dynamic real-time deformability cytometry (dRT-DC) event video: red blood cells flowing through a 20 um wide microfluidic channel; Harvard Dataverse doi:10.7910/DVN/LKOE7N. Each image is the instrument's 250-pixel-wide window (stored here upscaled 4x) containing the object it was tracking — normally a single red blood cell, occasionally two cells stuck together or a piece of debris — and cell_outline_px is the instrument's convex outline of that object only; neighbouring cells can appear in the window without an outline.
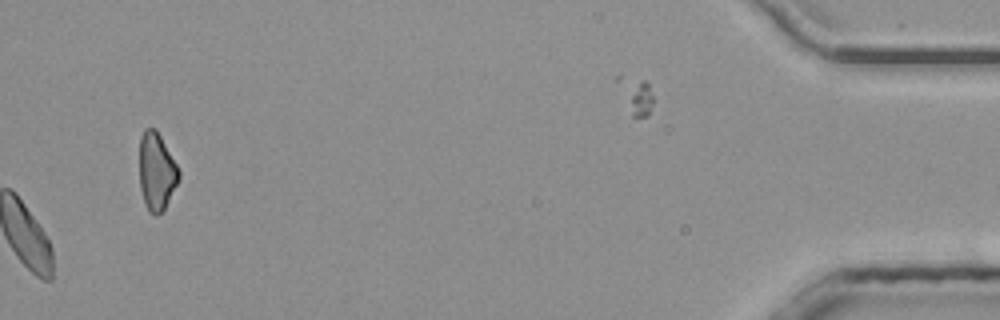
{"species": "common noctule bat (a hibernating species)", "species_latin": "Nyctalus noctula", "temperature_condition": "room temperature", "stored_images_in_passage": 50, "camera_frame_rate_fps": 3000, "um_per_image_px": 0.085, "animal": {"sex": "male", "body_mass_g": 20.4}, "frame": {"image": 1, "passage_image": 50, "time_ms": 16.333, "image_size_px": [1000, 320], "cell_outline_px": [[180, 176], [164, 208], [156, 216], [152, 216], [148, 212], [144, 204], [140, 188], [140, 136], [144, 128], [152, 128], [160, 136], [176, 164], [180, 172]], "centroid_in_image_um": [13.28, 14.61], "position_along_channel_um": 421.9, "area_um2": 17.51}}